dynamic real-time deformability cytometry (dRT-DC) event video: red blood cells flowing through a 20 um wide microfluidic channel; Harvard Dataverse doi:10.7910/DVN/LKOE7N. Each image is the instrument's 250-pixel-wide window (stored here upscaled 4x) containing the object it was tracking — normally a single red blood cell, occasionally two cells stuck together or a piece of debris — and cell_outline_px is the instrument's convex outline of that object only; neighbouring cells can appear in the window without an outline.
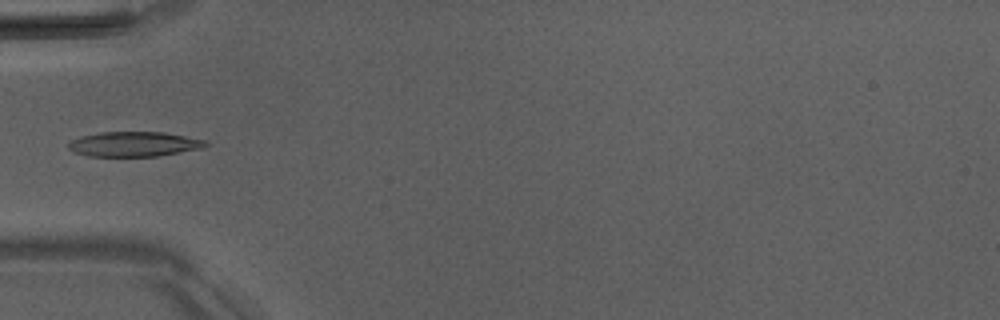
{"species": "Egyptian fruit bat (a non-hibernating species)", "species_latin": "Rousettus aegyptiacus", "temperature_condition": "room temperature", "stored_images_in_passage": 6, "camera_frame_rate_fps": 3000, "um_per_image_px": 0.085, "animal": {"sex": "male"}, "frame": {"image": 1, "passage_image": 5, "time_ms": 5.667, "image_size_px": [1000, 320], "cell_outline_px": [[208, 144], [200, 148], [156, 156], [88, 156], [72, 152], [68, 148], [68, 144], [72, 140], [80, 136], [100, 132], [164, 132], [204, 140]], "centroid_in_image_um": [11.31, 12.24], "position_along_channel_um": 73.7, "area_um2": 19.65}}